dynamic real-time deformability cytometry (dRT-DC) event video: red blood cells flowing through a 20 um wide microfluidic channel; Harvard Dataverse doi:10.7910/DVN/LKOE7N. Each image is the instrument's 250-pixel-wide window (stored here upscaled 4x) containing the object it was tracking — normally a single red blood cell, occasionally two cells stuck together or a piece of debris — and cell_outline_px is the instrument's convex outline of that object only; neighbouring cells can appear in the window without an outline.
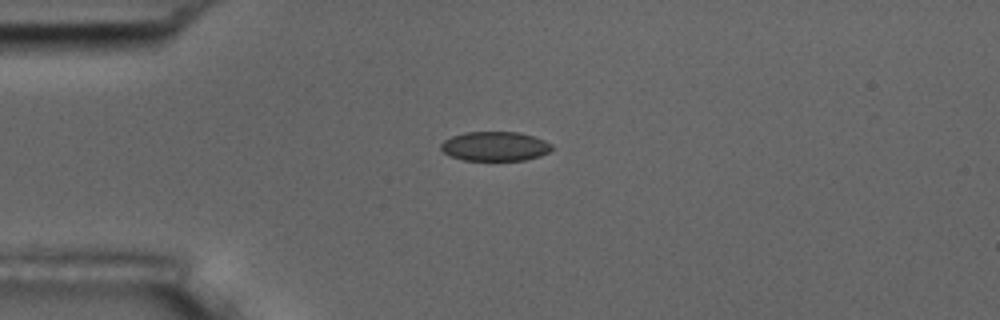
{"species": "common noctule bat (a hibernating species)", "species_latin": "Nyctalus noctula", "temperature_condition": "room temperature", "stored_images_in_passage": 3, "camera_frame_rate_fps": 3000, "um_per_image_px": 0.085, "animal": {"sex": "male", "body_mass_g": 17.5, "forearm_length_mm": 52.3}, "frame": {"image": 1, "passage_image": 1, "time_ms": 0.0, "image_size_px": [1000, 320], "cell_outline_px": [[552, 148], [548, 152], [540, 156], [524, 160], [464, 160], [452, 156], [444, 152], [440, 148], [440, 144], [444, 140], [452, 136], [464, 132], [520, 132], [544, 140], [552, 144]], "centroid_in_image_um": [42.07, 12.43], "position_along_channel_um": 42.9, "area_um2": 18.9}}